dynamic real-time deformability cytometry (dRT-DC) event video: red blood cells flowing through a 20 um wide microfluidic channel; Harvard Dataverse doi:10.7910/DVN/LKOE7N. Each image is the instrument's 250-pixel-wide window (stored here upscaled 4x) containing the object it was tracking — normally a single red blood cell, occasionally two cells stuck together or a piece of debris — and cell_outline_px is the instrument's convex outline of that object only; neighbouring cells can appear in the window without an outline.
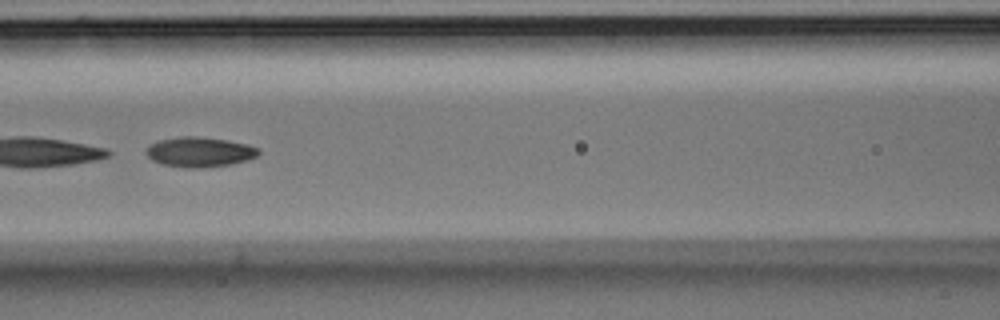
{"species": "Egyptian fruit bat (a non-hibernating species)", "species_latin": "Rousettus aegyptiacus", "temperature_condition": "room temperature", "stored_images_in_passage": 54, "segment_of_instrument_passage": [2, 2], "camera_frame_rate_fps": 3000, "um_per_image_px": 0.085, "animal": {"sex": "male"}, "frame": {"image": 1, "passage_image": 24, "time_ms": 7.667, "image_size_px": [1000, 320], "cell_outline_px": [[260, 152], [256, 156], [232, 164], [204, 168], [184, 168], [160, 164], [152, 160], [144, 152], [148, 144], [160, 140], [180, 136], [196, 136], [224, 140], [248, 144], [260, 148]], "centroid_in_image_um": [16.92, 12.92], "position_along_channel_um": 149.7, "area_um2": 19.77}}
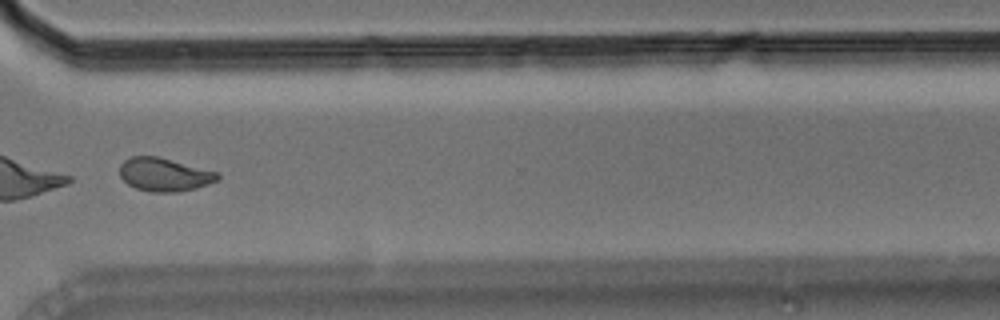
{"frame": {"image": 2, "passage_image": 41, "time_ms": 13.333, "image_size_px": [1000, 320], "cell_outline_px": [[220, 176], [216, 180], [208, 184], [196, 188], [176, 192], [152, 192], [136, 188], [128, 184], [120, 176], [120, 164], [124, 160], [132, 156], [156, 156], [216, 172]], "centroid_in_image_um": [13.92, 14.84], "position_along_channel_um": 356.7, "area_um2": 18.67}}